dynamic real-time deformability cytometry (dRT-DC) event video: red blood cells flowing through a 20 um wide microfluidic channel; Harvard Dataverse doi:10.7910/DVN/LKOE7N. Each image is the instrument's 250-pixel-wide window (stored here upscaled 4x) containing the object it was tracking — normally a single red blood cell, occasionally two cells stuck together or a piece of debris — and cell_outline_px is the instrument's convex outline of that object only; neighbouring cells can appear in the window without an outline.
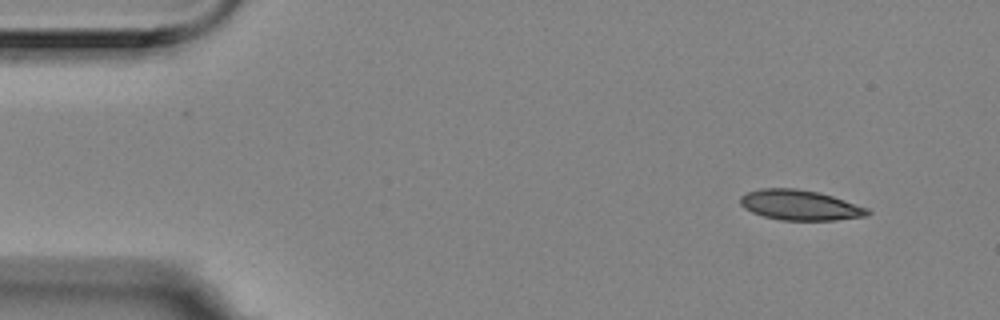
{"species": "Egyptian fruit bat (a non-hibernating species)", "species_latin": "Rousettus aegyptiacus", "temperature_condition": "room temperature", "stored_images_in_passage": 4, "camera_frame_rate_fps": 3000, "um_per_image_px": 0.085, "animal": {"sex": "female"}, "frame": {"image": 1, "passage_image": 1, "time_ms": 0.0, "image_size_px": [1000, 320], "cell_outline_px": [[872, 212], [864, 216], [836, 220], [780, 220], [764, 216], [752, 212], [744, 208], [740, 204], [740, 196], [748, 192], [760, 188], [796, 188], [816, 192], [832, 196], [868, 208]], "centroid_in_image_um": [67.97, 17.43], "position_along_channel_um": 17.0, "area_um2": 22.25}}